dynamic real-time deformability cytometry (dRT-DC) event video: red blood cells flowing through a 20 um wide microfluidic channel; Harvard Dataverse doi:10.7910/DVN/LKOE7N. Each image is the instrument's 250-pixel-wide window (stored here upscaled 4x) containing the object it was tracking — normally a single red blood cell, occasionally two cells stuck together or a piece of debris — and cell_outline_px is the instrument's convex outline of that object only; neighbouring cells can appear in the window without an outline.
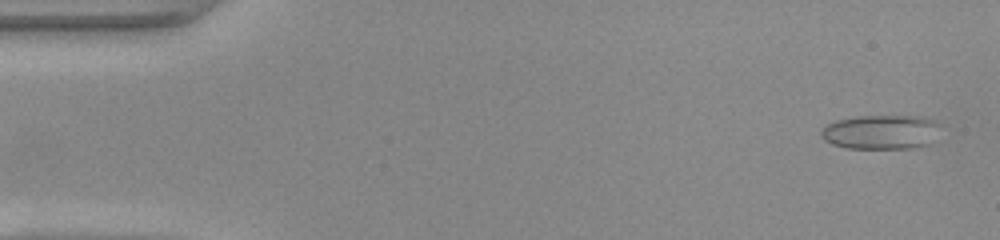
{"species": "common noctule bat (a hibernating species)", "species_latin": "Nyctalus noctula", "temperature_condition": "warm", "stored_images_in_passage": 49, "camera_frame_rate_fps": 3000, "um_per_image_px": 0.085, "animal": {"sex": "female", "body_mass_g": 22.0, "forearm_length_mm": 56.7}, "frame": {"image": 1, "passage_image": 2, "time_ms": 0.333, "image_size_px": [1000, 240], "cell_outline_px": [[940, 124], [928, 144], [912, 148], [848, 148], [832, 144], [824, 140], [820, 136], [820, 132], [828, 124], [836, 120], [856, 116], [924, 116]], "centroid_in_image_um": [74.83, 11.21], "position_along_channel_um": 10.2, "area_um2": 23.64}}
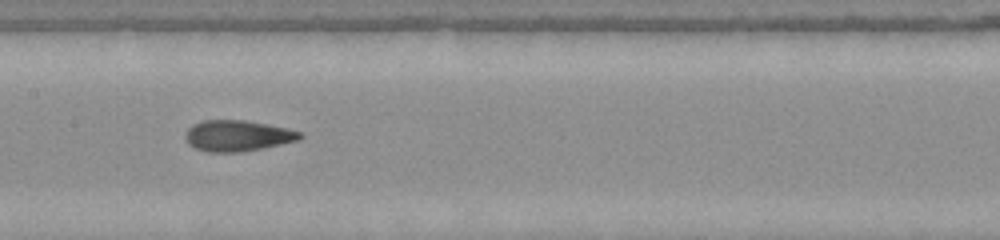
{"frame": {"image": 2, "passage_image": 24, "time_ms": 7.667, "image_size_px": [1000, 240], "cell_outline_px": [[304, 136], [300, 140], [264, 148], [240, 152], [208, 152], [196, 148], [188, 144], [184, 136], [188, 128], [192, 124], [204, 120], [244, 120], [288, 128], [300, 132]], "centroid_in_image_um": [20.19, 11.54], "position_along_channel_um": 187.2, "area_um2": 20.81}}
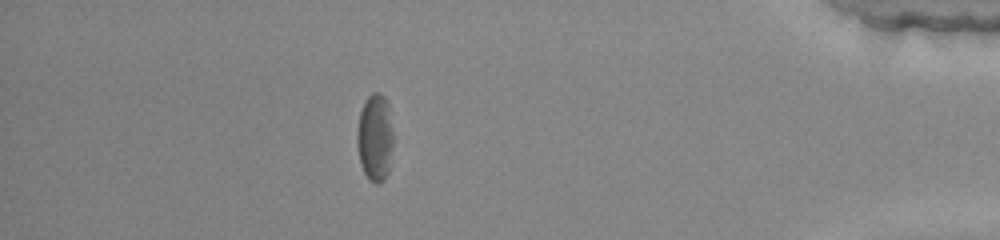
{"frame": {"image": 3, "passage_image": 43, "time_ms": 14.0, "image_size_px": [1000, 240], "cell_outline_px": [[392, 148], [388, 172], [384, 180], [380, 184], [376, 184], [368, 180], [360, 164], [356, 144], [356, 132], [360, 112], [364, 100], [372, 92], [380, 92], [388, 100], [392, 128]], "centroid_in_image_um": [31.86, 11.68], "position_along_channel_um": 403.3, "area_um2": 18.9}, "authors_computed_cell_mechanics": {"area_um2": 20.6924, "velocity_mm_per_s": 4.1376, "shape_relaxation_time_tau1_ms": 3.3948, "shape_relaxation_time_tau2_ms": 1.6304, "deformation_change_tau1": 0.1407, "deformation_change_tau2": 0.1059}}